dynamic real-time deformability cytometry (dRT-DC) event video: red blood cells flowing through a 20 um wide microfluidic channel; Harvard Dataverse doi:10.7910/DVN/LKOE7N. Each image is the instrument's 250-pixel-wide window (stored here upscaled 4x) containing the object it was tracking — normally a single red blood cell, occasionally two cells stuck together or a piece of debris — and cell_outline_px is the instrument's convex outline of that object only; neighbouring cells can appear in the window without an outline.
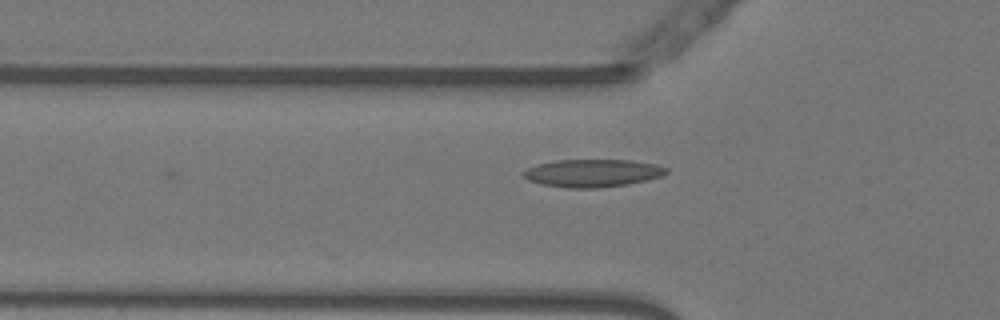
{"species": "Egyptian fruit bat (a non-hibernating species)", "species_latin": "Rousettus aegyptiacus", "temperature_condition": "warm", "stored_images_in_passage": 11, "camera_frame_rate_fps": 3000, "um_per_image_px": 0.085, "animal": {"sex": "female"}, "frame": {"image": 1, "passage_image": 11, "time_ms": 3.333, "image_size_px": [1000, 320], "cell_outline_px": [[668, 172], [660, 176], [628, 184], [600, 188], [568, 188], [540, 184], [528, 180], [520, 172], [536, 164], [556, 160], [632, 160], [656, 164], [668, 168]], "centroid_in_image_um": [50.33, 14.71], "position_along_channel_um": 75.5, "area_um2": 23.18}}